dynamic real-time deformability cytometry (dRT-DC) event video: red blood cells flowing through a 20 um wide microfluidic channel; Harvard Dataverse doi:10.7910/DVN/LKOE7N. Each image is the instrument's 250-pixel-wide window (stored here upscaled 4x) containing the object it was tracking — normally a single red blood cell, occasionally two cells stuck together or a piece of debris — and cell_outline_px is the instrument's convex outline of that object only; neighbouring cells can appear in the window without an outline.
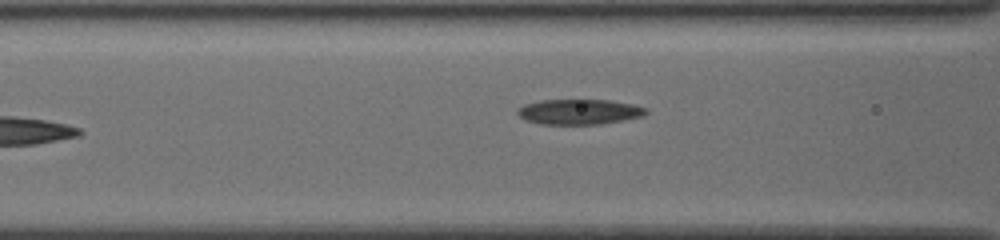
{"species": "common noctule bat (a hibernating species)", "species_latin": "Nyctalus noctula", "temperature_condition": "cold", "stored_images_in_passage": 18, "segment_of_instrument_passage": [2, 2], "camera_frame_rate_fps": 3000, "um_per_image_px": 0.085, "animal": {"sex": "female", "body_mass_g": 19.5, "forearm_length_mm": 54.1}, "frame": {"image": 1, "passage_image": 18, "time_ms": 5.667, "image_size_px": [1000, 240], "cell_outline_px": [[648, 112], [644, 116], [604, 124], [540, 124], [524, 120], [516, 112], [524, 104], [540, 100], [608, 100], [632, 104], [648, 108]], "centroid_in_image_um": [49.26, 9.51], "position_along_channel_um": 117.3, "area_um2": 19.02}}